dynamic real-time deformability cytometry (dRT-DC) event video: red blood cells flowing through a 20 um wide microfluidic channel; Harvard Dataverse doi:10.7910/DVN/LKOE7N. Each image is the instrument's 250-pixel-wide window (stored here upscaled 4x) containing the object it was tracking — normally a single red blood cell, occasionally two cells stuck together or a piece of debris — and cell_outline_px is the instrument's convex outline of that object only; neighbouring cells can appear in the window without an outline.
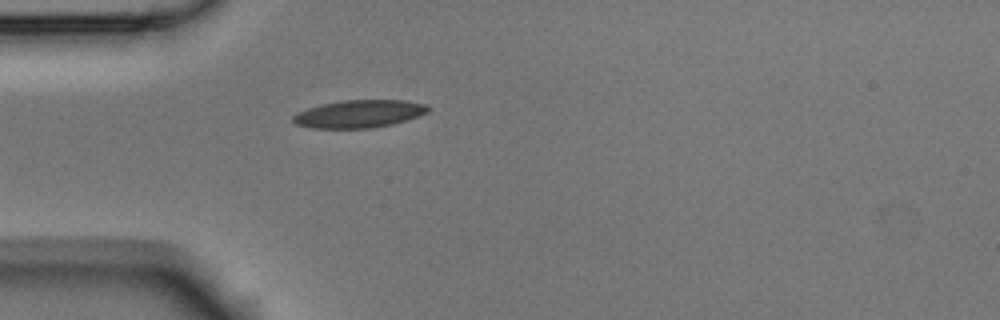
{"species": "Egyptian fruit bat (a non-hibernating species)", "species_latin": "Rousettus aegyptiacus", "temperature_condition": "room temperature", "stored_images_in_passage": 1, "camera_frame_rate_fps": 3000, "um_per_image_px": 0.085, "animal": {"sex": "male"}, "frame": {"image": 1, "passage_image": 1, "time_ms": 0.0, "image_size_px": [1000, 320], "cell_outline_px": [[428, 112], [392, 124], [372, 128], [312, 128], [296, 124], [292, 120], [292, 116], [308, 108], [324, 104], [344, 100], [404, 100], [424, 104], [428, 108]], "centroid_in_image_um": [30.5, 9.68], "position_along_channel_um": 54.5, "area_um2": 21.39}}